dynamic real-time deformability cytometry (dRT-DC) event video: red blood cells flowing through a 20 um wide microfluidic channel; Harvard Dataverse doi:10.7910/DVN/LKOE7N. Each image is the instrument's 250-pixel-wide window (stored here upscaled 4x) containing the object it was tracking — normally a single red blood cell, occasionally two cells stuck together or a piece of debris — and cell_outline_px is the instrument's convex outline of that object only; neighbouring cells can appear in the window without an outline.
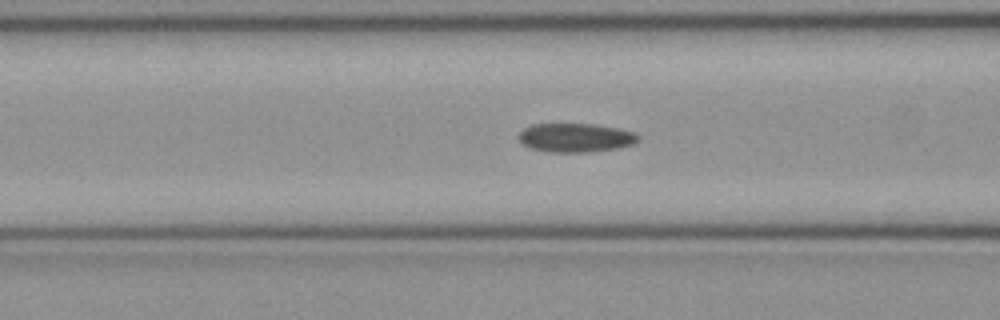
{"species": "common noctule bat (a hibernating species)", "species_latin": "Nyctalus noctula", "temperature_condition": "cold", "stored_images_in_passage": 29, "camera_frame_rate_fps": 3000, "um_per_image_px": 0.085, "animal": {"sex": "female", "body_mass_g": 21.9}, "frame": {"image": 1, "passage_image": 14, "time_ms": 4.333, "image_size_px": [1000, 320], "cell_outline_px": [[640, 136], [632, 144], [616, 148], [588, 152], [552, 152], [532, 148], [524, 144], [516, 136], [524, 128], [532, 124], [596, 124], [616, 128], [632, 132]], "centroid_in_image_um": [48.88, 11.69], "position_along_channel_um": 117.7, "area_um2": 19.83}}
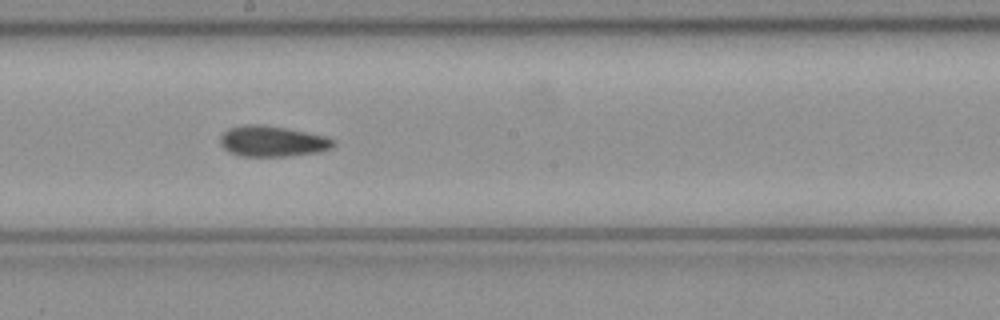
{"frame": {"image": 2, "passage_image": 22, "time_ms": 7.0, "image_size_px": [1000, 320], "cell_outline_px": [[336, 144], [332, 148], [320, 152], [288, 156], [240, 156], [228, 152], [220, 144], [220, 136], [228, 128], [244, 124], [260, 124], [288, 128], [328, 136], [336, 140]], "centroid_in_image_um": [23.18, 12.0], "position_along_channel_um": 225.0, "area_um2": 20.69}}
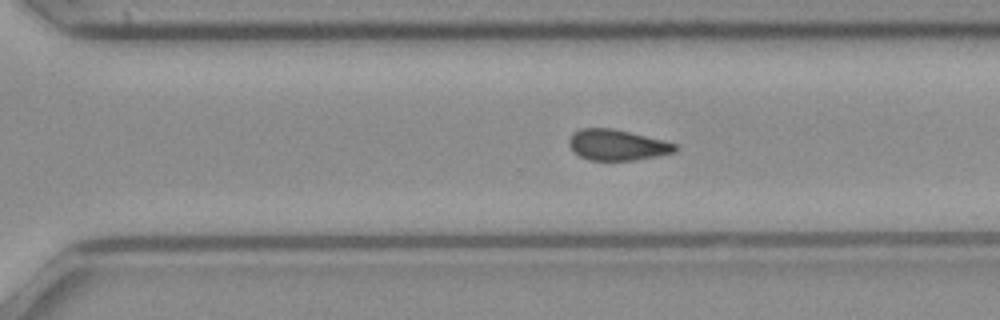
{"frame": {"image": 3, "passage_image": 29, "time_ms": 9.333, "image_size_px": [1000, 320], "cell_outline_px": [[680, 148], [676, 152], [660, 156], [636, 160], [588, 160], [572, 152], [568, 144], [568, 140], [580, 128], [612, 128], [676, 144]], "centroid_in_image_um": [52.46, 12.34], "position_along_channel_um": 318.1, "area_um2": 19.02}}